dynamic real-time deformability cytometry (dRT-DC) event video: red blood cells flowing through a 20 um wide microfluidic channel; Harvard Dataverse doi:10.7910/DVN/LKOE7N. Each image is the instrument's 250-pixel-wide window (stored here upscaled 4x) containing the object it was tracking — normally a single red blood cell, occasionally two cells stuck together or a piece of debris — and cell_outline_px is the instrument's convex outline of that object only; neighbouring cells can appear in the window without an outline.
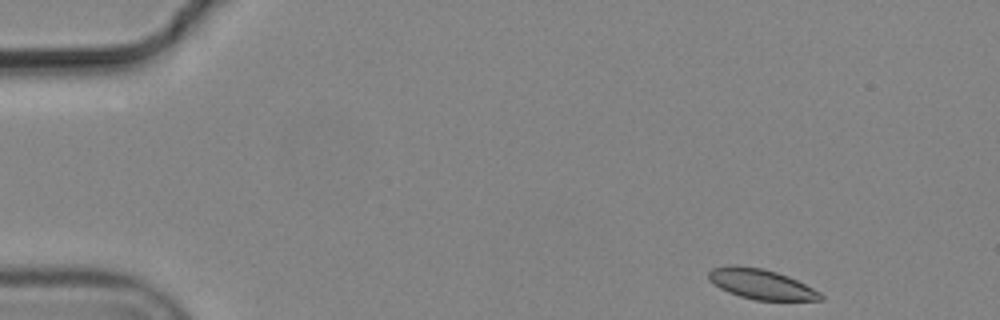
{"species": "common noctule bat (a hibernating species)", "species_latin": "Nyctalus noctula", "temperature_condition": "cold", "stored_images_in_passage": 5, "camera_frame_rate_fps": 3000, "um_per_image_px": 0.085, "animal": {"sex": "male", "body_mass_g": 19.2, "forearm_length_mm": 51.8}, "frame": {"image": 1, "passage_image": 1, "time_ms": 0.0, "image_size_px": [1000, 320], "cell_outline_px": [[824, 300], [756, 300], [740, 296], [728, 292], [720, 288], [708, 276], [708, 272], [712, 268], [728, 264], [736, 264], [764, 268], [788, 276], [820, 292], [824, 296]], "centroid_in_image_um": [64.69, 24.13], "position_along_channel_um": 20.3, "area_um2": 19.59}}
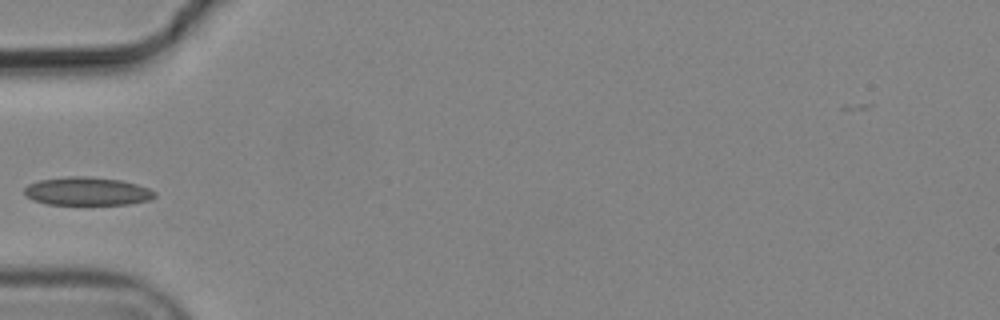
{"frame": {"image": 2, "passage_image": 4, "time_ms": 1.0, "image_size_px": [1000, 320], "cell_outline_px": [[156, 196], [148, 200], [128, 204], [48, 204], [32, 200], [24, 196], [24, 188], [28, 184], [40, 180], [68, 176], [88, 176], [120, 180], [136, 184], [148, 188], [156, 192]], "centroid_in_image_um": [7.37, 16.25], "position_along_channel_um": 77.6, "area_um2": 21.44}}